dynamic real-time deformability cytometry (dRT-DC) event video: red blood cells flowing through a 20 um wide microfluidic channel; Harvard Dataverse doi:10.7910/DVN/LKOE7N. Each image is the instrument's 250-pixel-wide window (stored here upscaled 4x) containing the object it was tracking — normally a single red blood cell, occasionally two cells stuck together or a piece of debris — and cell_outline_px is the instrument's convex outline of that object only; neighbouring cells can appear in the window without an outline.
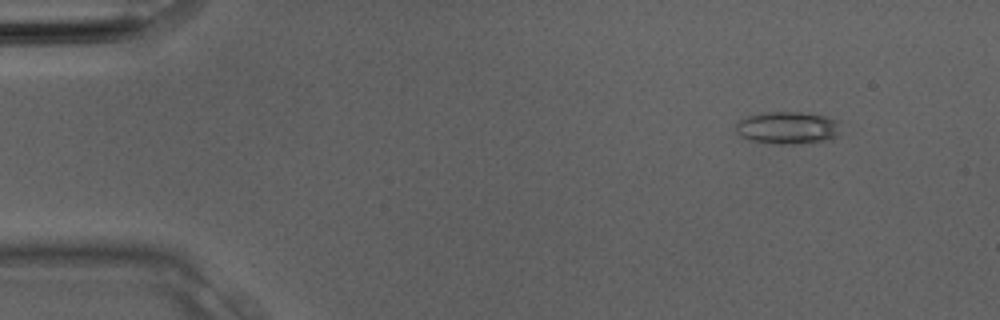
{"species": "Egyptian fruit bat (a non-hibernating species)", "species_latin": "Rousettus aegyptiacus", "temperature_condition": "room temperature", "stored_images_in_passage": 3, "camera_frame_rate_fps": 3000, "um_per_image_px": 0.085, "animal": {"sex": "male"}, "frame": {"image": 1, "passage_image": 1, "time_ms": 0.0, "image_size_px": [1000, 320], "cell_outline_px": [[840, 120], [836, 136], [828, 140], [792, 144], [768, 144], [748, 140], [740, 136], [736, 132], [736, 124], [740, 120], [748, 116], [764, 112], [800, 112], [824, 116]], "centroid_in_image_um": [66.91, 10.87], "position_along_channel_um": 18.1, "area_um2": 19.88}}